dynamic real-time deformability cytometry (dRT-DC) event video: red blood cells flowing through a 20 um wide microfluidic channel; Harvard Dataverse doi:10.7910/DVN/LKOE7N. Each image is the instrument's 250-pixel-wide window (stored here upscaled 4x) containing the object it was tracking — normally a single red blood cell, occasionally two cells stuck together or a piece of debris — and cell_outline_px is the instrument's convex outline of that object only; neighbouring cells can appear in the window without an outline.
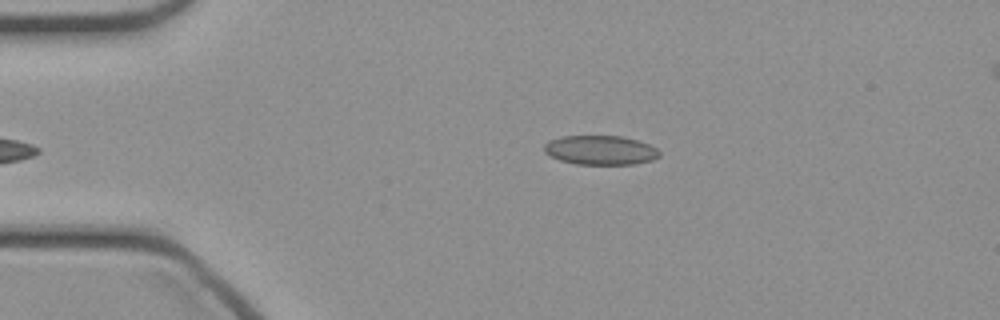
{"species": "common noctule bat (a hibernating species)", "species_latin": "Nyctalus noctula", "temperature_condition": "cold", "stored_images_in_passage": 34, "camera_frame_rate_fps": 3000, "um_per_image_px": 0.085, "animal": {"sex": "female", "body_mass_g": 21.9}, "frame": {"image": 1, "passage_image": 2, "time_ms": 0.333, "image_size_px": [1000, 320], "cell_outline_px": [[660, 156], [652, 160], [632, 164], [576, 164], [560, 160], [544, 152], [544, 144], [548, 140], [560, 136], [624, 136], [648, 144], [656, 148], [660, 152]], "centroid_in_image_um": [51.02, 12.75], "position_along_channel_um": 34.0, "area_um2": 19.65}}
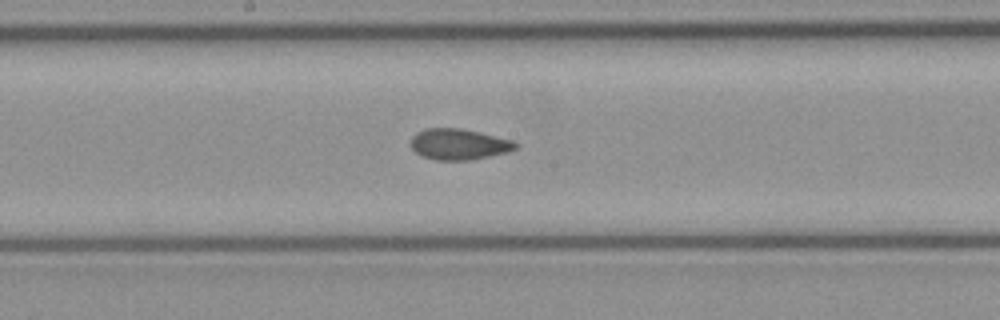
{"frame": {"image": 2, "passage_image": 17, "time_ms": 5.333, "image_size_px": [1000, 320], "cell_outline_px": [[520, 144], [516, 148], [508, 152], [472, 160], [436, 160], [420, 156], [412, 148], [412, 136], [416, 132], [424, 128], [460, 128], [480, 132], [512, 140]], "centroid_in_image_um": [39.01, 12.26], "position_along_channel_um": 209.2, "area_um2": 19.02}}
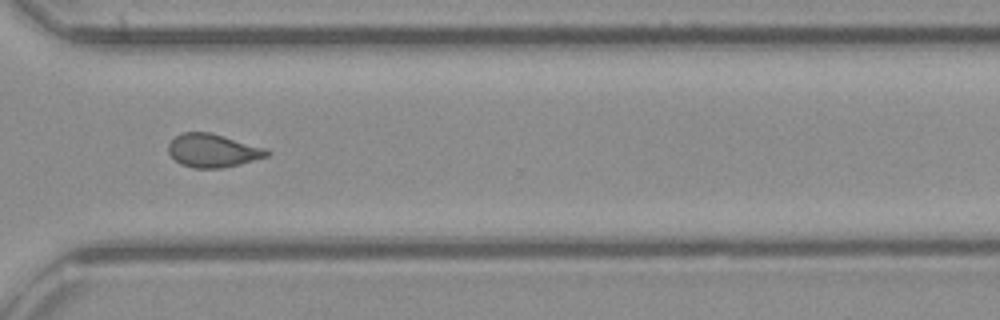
{"frame": {"image": 3, "passage_image": 27, "time_ms": 8.667, "image_size_px": [1000, 320], "cell_outline_px": [[272, 152], [268, 156], [240, 164], [224, 168], [192, 168], [180, 164], [168, 152], [168, 144], [176, 136], [184, 132], [212, 132], [268, 148]], "centroid_in_image_um": [18.14, 12.79], "position_along_channel_um": 352.5, "area_um2": 19.42}}